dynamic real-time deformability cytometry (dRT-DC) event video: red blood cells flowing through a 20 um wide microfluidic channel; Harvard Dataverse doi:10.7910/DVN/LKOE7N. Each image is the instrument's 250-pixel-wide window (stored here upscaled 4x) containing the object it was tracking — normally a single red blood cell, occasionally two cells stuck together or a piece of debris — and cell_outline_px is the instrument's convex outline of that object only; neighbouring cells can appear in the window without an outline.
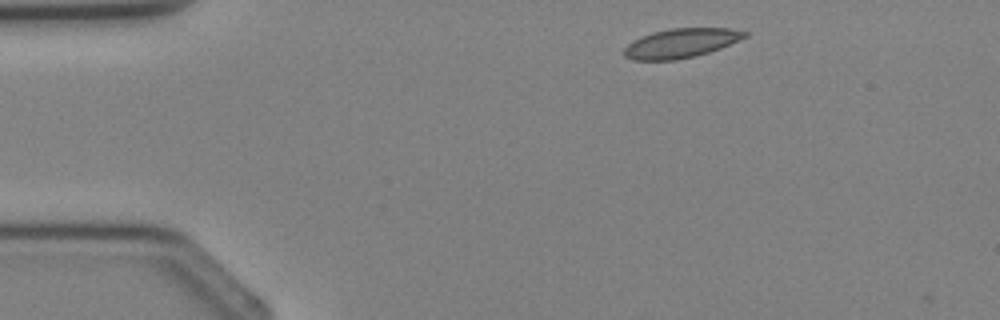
{"species": "Egyptian fruit bat (a non-hibernating species)", "species_latin": "Rousettus aegyptiacus", "temperature_condition": "cold", "stored_images_in_passage": 2, "camera_frame_rate_fps": 3000, "um_per_image_px": 0.085, "animal": {"sex": "female"}, "frame": {"image": 1, "passage_image": 1, "time_ms": 0.0, "image_size_px": [1000, 320], "cell_outline_px": [[748, 36], [720, 48], [696, 56], [676, 60], [632, 60], [624, 56], [624, 48], [632, 40], [640, 36], [652, 32], [672, 28], [728, 28], [748, 32]], "centroid_in_image_um": [57.85, 3.67], "position_along_channel_um": 27.2, "area_um2": 20.63}}